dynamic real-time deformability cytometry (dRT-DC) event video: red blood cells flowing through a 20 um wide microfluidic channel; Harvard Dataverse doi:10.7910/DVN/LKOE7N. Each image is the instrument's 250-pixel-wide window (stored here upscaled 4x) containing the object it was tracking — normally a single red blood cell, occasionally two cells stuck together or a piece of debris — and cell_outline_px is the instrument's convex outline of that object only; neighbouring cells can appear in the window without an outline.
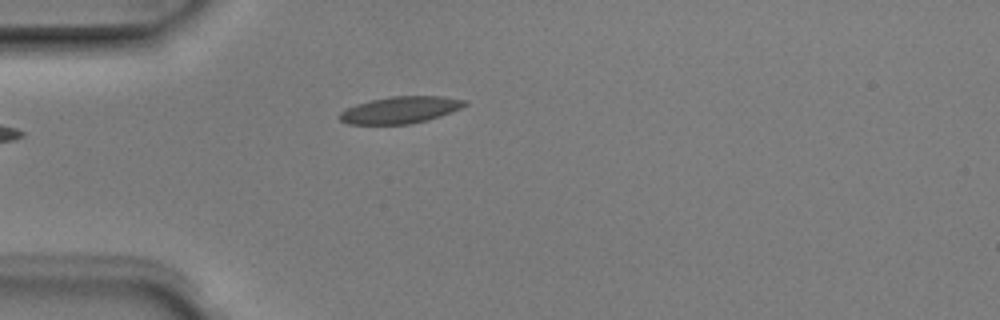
{"species": "Egyptian fruit bat (a non-hibernating species)", "species_latin": "Rousettus aegyptiacus", "temperature_condition": "room temperature", "stored_images_in_passage": 4, "camera_frame_rate_fps": 3000, "um_per_image_px": 0.085, "animal": {"sex": "male"}, "frame": {"image": 1, "passage_image": 4, "time_ms": 1.0, "image_size_px": [1000, 320], "cell_outline_px": [[468, 104], [460, 108], [440, 116], [428, 120], [408, 124], [348, 124], [340, 120], [336, 116], [344, 108], [356, 104], [372, 100], [392, 96], [440, 96], [468, 100]], "centroid_in_image_um": [33.99, 9.34], "position_along_channel_um": 51.0, "area_um2": 19.65}}